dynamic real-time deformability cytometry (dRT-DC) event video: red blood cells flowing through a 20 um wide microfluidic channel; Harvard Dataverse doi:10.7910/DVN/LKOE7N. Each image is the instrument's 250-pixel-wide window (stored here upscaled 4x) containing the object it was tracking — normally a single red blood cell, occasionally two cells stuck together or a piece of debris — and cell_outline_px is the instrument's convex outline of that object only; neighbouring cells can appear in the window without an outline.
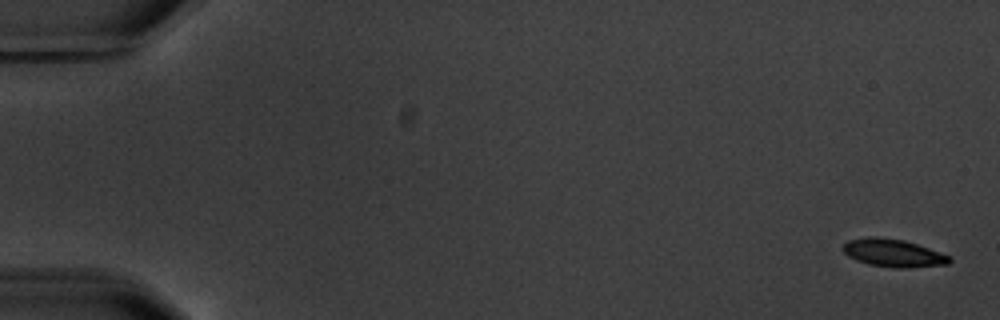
{"species": "common noctule bat (a hibernating species)", "species_latin": "Nyctalus noctula", "temperature_condition": "warm", "stored_images_in_passage": 3, "segment_of_instrument_passage": [2, 2], "camera_frame_rate_fps": 3000, "um_per_image_px": 0.085, "animal": {"sex": "male", "body_mass_g": 20.1, "forearm_length_mm": 53.5}, "frame": {"image": 1, "passage_image": 3, "time_ms": 2.667, "image_size_px": [1000, 320], "cell_outline_px": [[952, 260], [948, 264], [908, 268], [892, 268], [868, 264], [856, 260], [848, 256], [840, 248], [848, 240], [868, 236], [880, 236], [904, 240], [952, 256]], "centroid_in_image_um": [75.91, 21.5], "position_along_channel_um": 9.1, "area_um2": 17.51}}